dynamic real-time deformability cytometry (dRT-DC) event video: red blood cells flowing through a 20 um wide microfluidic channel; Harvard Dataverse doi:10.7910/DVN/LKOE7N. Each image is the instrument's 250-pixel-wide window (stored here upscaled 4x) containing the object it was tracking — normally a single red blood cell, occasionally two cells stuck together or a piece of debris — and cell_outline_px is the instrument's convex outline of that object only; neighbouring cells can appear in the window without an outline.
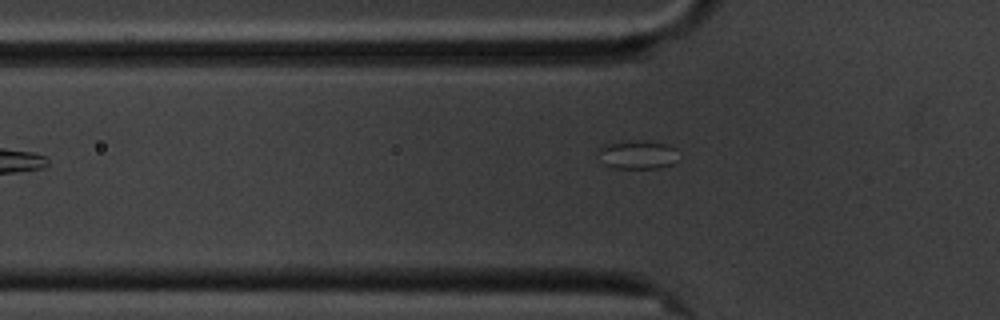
{"species": "common noctule bat (a hibernating species)", "species_latin": "Nyctalus noctula", "temperature_condition": "cold", "stored_images_in_passage": 3, "camera_frame_rate_fps": 3000, "um_per_image_px": 0.085, "animal": {"sex": "male", "body_mass_g": 20.1, "forearm_length_mm": 53.5}, "frame": {"image": 1, "passage_image": 3, "time_ms": 2.333, "image_size_px": [1000, 320], "cell_outline_px": [[676, 160], [672, 164], [660, 168], [612, 168], [604, 164], [596, 152], [596, 148], [604, 144], [664, 144], [676, 148]], "centroid_in_image_um": [54.13, 13.22], "position_along_channel_um": 71.7, "area_um2": 12.54}}